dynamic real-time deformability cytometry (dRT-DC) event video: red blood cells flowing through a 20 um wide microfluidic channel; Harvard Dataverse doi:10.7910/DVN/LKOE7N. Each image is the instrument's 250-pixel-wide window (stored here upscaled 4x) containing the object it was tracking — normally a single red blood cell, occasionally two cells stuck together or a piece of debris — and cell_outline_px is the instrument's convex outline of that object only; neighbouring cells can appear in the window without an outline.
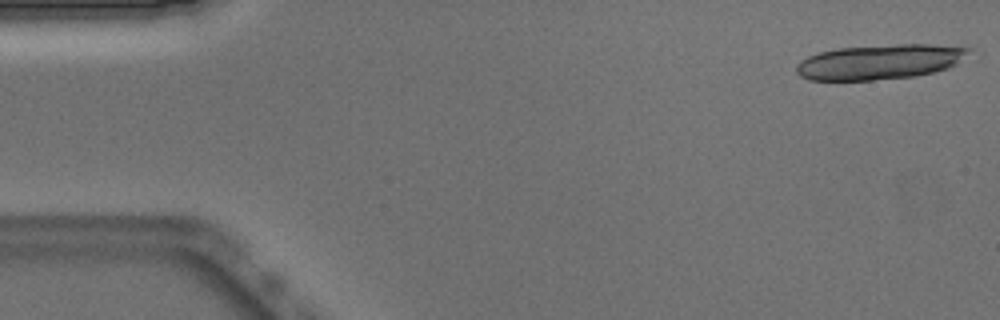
{"species": "Egyptian fruit bat (a non-hibernating species)", "species_latin": "Rousettus aegyptiacus", "temperature_condition": "warm", "stored_images_in_passage": 16, "camera_frame_rate_fps": 3000, "um_per_image_px": 0.085, "animal": {"sex": "male"}, "frame": {"image": 1, "passage_image": 1, "time_ms": 0.0, "image_size_px": [1000, 320], "cell_outline_px": [[976, 48], [956, 64], [948, 68], [916, 76], [872, 80], [808, 80], [800, 76], [796, 72], [796, 64], [800, 60], [808, 56], [820, 52], [836, 48], [896, 44], [928, 44]], "centroid_in_image_um": [74.78, 5.25], "position_along_channel_um": 10.2, "area_um2": 35.32}}